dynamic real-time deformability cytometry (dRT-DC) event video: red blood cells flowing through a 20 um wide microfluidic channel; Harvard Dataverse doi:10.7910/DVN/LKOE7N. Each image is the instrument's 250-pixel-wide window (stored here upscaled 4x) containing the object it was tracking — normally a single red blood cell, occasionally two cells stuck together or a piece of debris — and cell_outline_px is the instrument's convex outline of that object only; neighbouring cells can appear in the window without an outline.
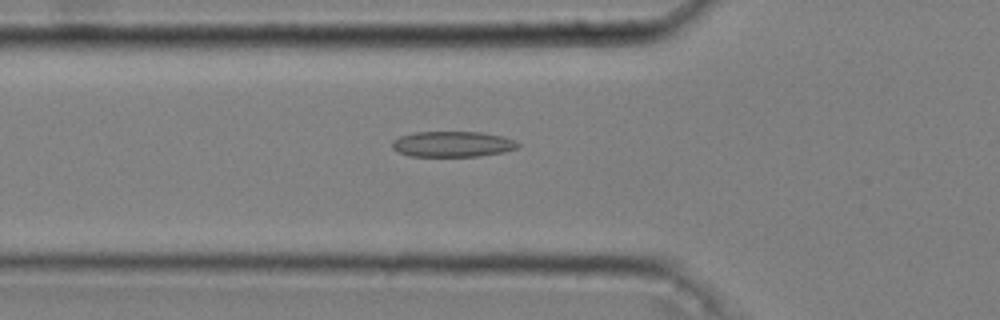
{"species": "common noctule bat (a hibernating species)", "species_latin": "Nyctalus noctula", "temperature_condition": "cold", "stored_images_in_passage": 50, "camera_frame_rate_fps": 3000, "um_per_image_px": 0.085, "animal": {"sex": "male", "body_mass_g": 20.4}, "frame": {"image": 1, "passage_image": 19, "time_ms": 6.0, "image_size_px": [1000, 320], "cell_outline_px": [[520, 148], [504, 152], [480, 156], [408, 156], [392, 148], [392, 140], [400, 136], [416, 132], [480, 132], [504, 136], [516, 140], [520, 144]], "centroid_in_image_um": [38.52, 12.25], "position_along_channel_um": 87.3, "area_um2": 18.96}}
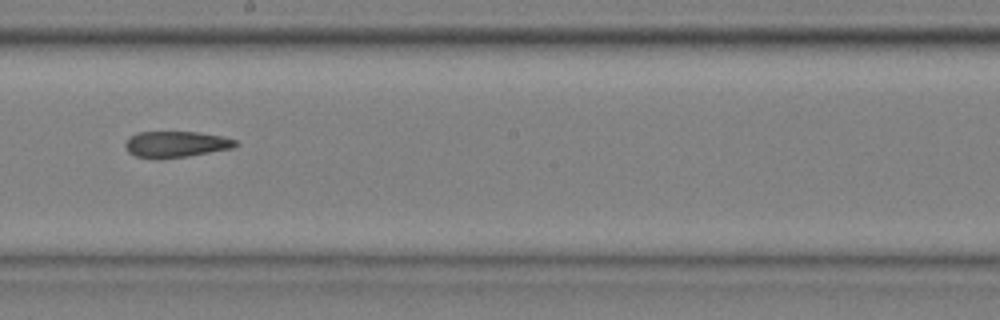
{"frame": {"image": 2, "passage_image": 31, "time_ms": 10.0, "image_size_px": [1000, 320], "cell_outline_px": [[240, 144], [232, 148], [188, 156], [160, 160], [156, 160], [136, 156], [128, 152], [124, 144], [128, 136], [136, 132], [200, 132], [220, 136], [236, 140]], "centroid_in_image_um": [14.91, 12.27], "position_along_channel_um": 233.3, "area_um2": 17.11}}
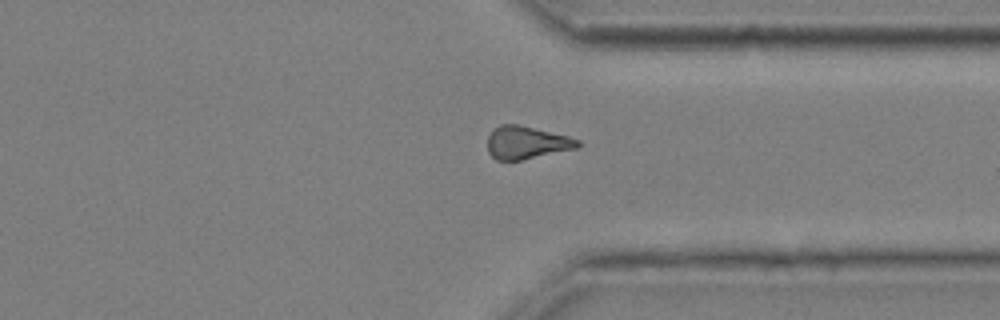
{"frame": {"image": 3, "passage_image": 42, "time_ms": 13.667, "image_size_px": [1000, 320], "cell_outline_px": [[584, 144], [580, 148], [520, 160], [496, 160], [488, 152], [488, 136], [500, 124], [520, 124], [568, 136], [580, 140]], "centroid_in_image_um": [44.82, 12.12], "position_along_channel_um": 366.6, "area_um2": 17.4}, "authors_computed_cell_mechanics": {"area_um2": 17.9469, "velocity_mm_per_s": 3.6391, "shape_relaxation_time_tau1_ms": null, "shape_relaxation_time_tau2_ms": 8.6452, "deformation_change_tau1": null, "deformation_change_tau2": 0.1986}}